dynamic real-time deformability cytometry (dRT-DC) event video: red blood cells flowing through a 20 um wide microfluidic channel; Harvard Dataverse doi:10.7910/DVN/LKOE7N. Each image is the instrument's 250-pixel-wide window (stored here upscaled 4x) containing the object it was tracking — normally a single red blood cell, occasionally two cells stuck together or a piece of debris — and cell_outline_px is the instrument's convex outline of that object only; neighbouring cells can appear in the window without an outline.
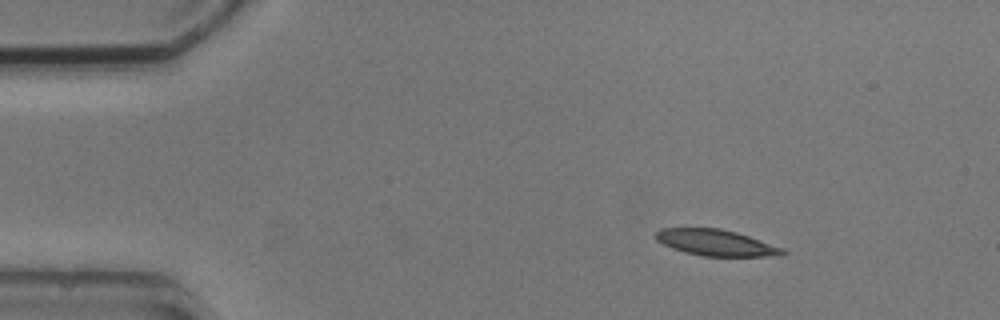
{"species": "common noctule bat (a hibernating species)", "species_latin": "Nyctalus noctula", "temperature_condition": "cold", "stored_images_in_passage": 4, "camera_frame_rate_fps": 3000, "um_per_image_px": 0.085, "animal": {"sex": "male", "body_mass_g": 20.5, "forearm_length_mm": 52.5}, "frame": {"image": 1, "passage_image": 1, "time_ms": 0.0, "image_size_px": [1000, 320], "cell_outline_px": [[788, 252], [780, 256], [704, 256], [684, 252], [672, 248], [656, 240], [656, 232], [660, 228], [720, 228], [736, 232], [784, 248]], "centroid_in_image_um": [60.87, 20.63], "position_along_channel_um": 24.1, "area_um2": 19.31}}